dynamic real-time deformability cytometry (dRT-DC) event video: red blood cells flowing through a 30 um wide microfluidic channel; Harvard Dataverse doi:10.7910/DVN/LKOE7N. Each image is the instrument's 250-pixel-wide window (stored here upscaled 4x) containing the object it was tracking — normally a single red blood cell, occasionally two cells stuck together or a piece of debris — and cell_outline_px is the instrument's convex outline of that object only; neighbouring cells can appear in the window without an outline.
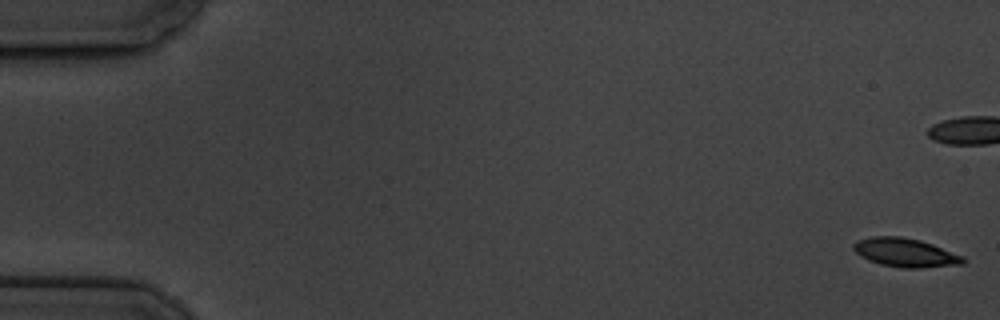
{"species": "common noctule bat (a hibernating species)", "species_latin": "Nyctalus noctula", "temperature_condition": "cold", "stored_images_in_passage": 7, "camera_frame_rate_fps": 3000, "um_per_image_px": 0.085, "animal": {"sex": "male", "body_mass_g": 19.5, "forearm_length_mm": 54.6}, "frame": {"image": 1, "passage_image": 1, "time_ms": 0.0, "image_size_px": [1000, 320], "cell_outline_px": [[964, 264], [920, 268], [904, 268], [880, 264], [868, 260], [860, 256], [852, 248], [852, 244], [856, 240], [872, 236], [900, 236], [920, 240], [932, 244], [964, 256]], "centroid_in_image_um": [76.93, 21.46], "position_along_channel_um": 8.1, "area_um2": 18.44}}